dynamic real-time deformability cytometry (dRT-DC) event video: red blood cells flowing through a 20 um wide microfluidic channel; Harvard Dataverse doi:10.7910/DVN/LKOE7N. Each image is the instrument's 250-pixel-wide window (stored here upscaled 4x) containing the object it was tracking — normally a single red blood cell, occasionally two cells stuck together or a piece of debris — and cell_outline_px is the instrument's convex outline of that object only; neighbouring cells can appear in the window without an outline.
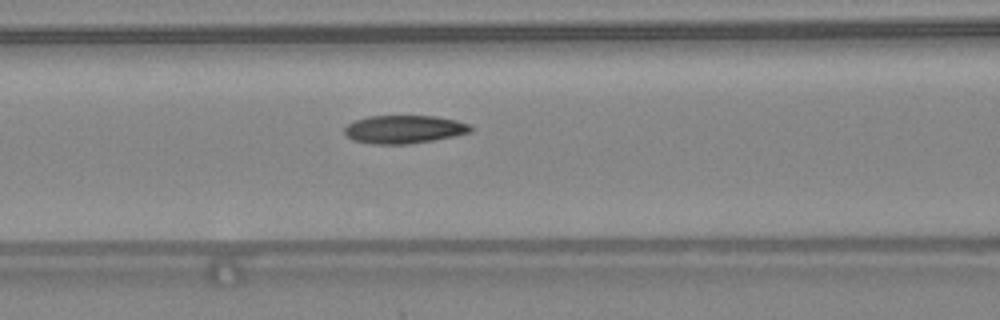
{"species": "common noctule bat (a hibernating species)", "species_latin": "Nyctalus noctula", "temperature_condition": "warm", "stored_images_in_passage": 21, "camera_frame_rate_fps": 3000, "um_per_image_px": 0.085, "animal": {"sex": "female", "body_mass_g": 24.6, "forearm_length_mm": 56.2}, "frame": {"image": 1, "passage_image": 6, "time_ms": 1.667, "image_size_px": [1000, 320], "cell_outline_px": [[472, 128], [468, 132], [452, 136], [432, 140], [408, 144], [372, 144], [352, 140], [344, 132], [344, 128], [348, 124], [356, 120], [368, 116], [436, 116], [456, 120], [468, 124]], "centroid_in_image_um": [34.3, 10.99], "position_along_channel_um": 132.3, "area_um2": 20.46}}
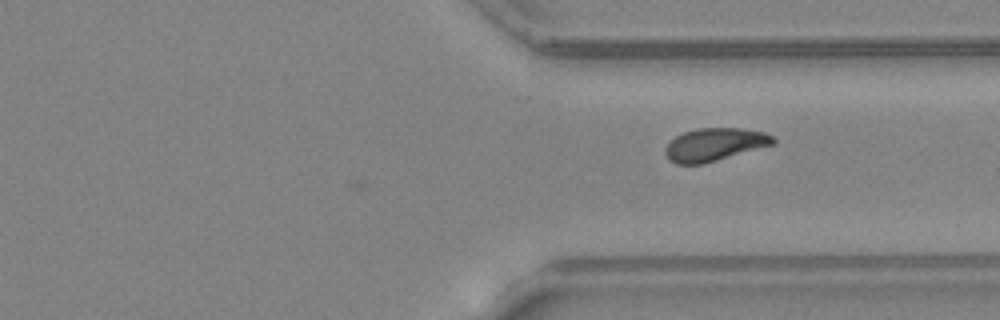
{"frame": {"image": 2, "passage_image": 21, "time_ms": 6.667, "image_size_px": [1000, 320], "cell_outline_px": [[776, 144], [704, 164], [676, 164], [668, 160], [664, 152], [664, 148], [676, 136], [684, 132], [700, 128], [740, 128], [764, 132], [772, 136], [776, 140]], "centroid_in_image_um": [60.75, 12.3], "position_along_channel_um": 350.7, "area_um2": 20.81}}